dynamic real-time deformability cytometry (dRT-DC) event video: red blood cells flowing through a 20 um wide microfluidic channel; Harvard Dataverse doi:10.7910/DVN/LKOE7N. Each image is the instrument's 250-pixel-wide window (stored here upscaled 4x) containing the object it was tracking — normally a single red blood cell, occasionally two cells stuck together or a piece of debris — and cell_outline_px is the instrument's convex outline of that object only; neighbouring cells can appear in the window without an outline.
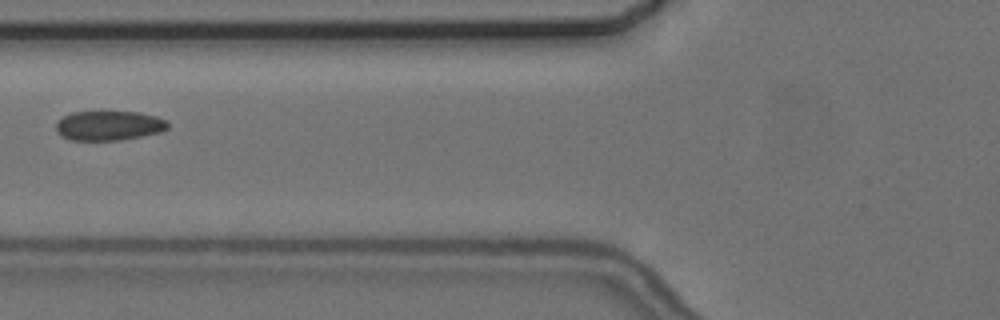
{"species": "common noctule bat (a hibernating species)", "species_latin": "Nyctalus noctula", "temperature_condition": "cold", "stored_images_in_passage": 5, "camera_frame_rate_fps": 3000, "um_per_image_px": 0.085, "animal": {"sex": "female", "body_mass_g": 24.6, "forearm_length_mm": 56.2}, "frame": {"image": 1, "passage_image": 5, "time_ms": 5.667, "image_size_px": [1000, 320], "cell_outline_px": [[168, 128], [160, 132], [120, 140], [72, 140], [56, 132], [56, 124], [64, 116], [72, 112], [140, 112], [156, 116], [168, 120]], "centroid_in_image_um": [9.29, 10.67], "position_along_channel_um": 116.5, "area_um2": 19.13}}